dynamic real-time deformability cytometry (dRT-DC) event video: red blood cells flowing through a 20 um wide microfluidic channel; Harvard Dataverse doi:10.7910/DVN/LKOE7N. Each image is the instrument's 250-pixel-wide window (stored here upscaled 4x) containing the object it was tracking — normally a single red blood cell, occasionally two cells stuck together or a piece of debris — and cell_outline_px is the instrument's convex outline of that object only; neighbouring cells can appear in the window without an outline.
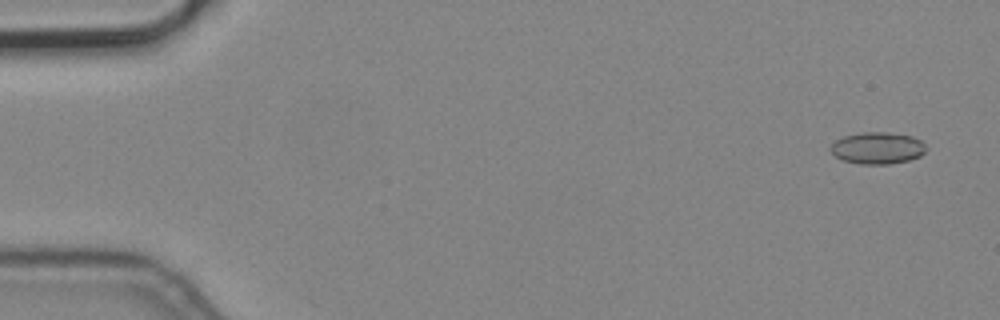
{"species": "common noctule bat (a hibernating species)", "species_latin": "Nyctalus noctula", "temperature_condition": "cold", "stored_images_in_passage": 4, "camera_frame_rate_fps": 3000, "um_per_image_px": 0.085, "animal": {"sex": "male", "body_mass_g": 19.2, "forearm_length_mm": 51.8}, "frame": {"image": 1, "passage_image": 1, "time_ms": 0.0, "image_size_px": [1000, 320], "cell_outline_px": [[928, 148], [920, 156], [908, 160], [888, 164], [860, 164], [844, 160], [836, 156], [828, 148], [836, 140], [844, 136], [860, 132], [888, 132], [912, 136], [920, 140]], "centroid_in_image_um": [74.59, 12.57], "position_along_channel_um": 10.4, "area_um2": 17.69}}
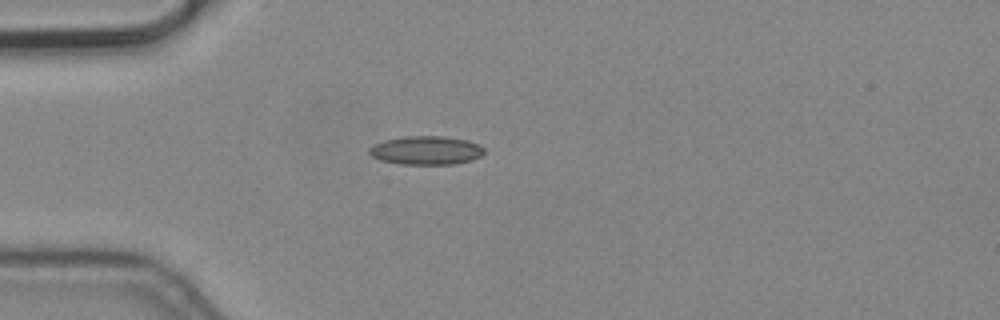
{"frame": {"image": 2, "passage_image": 4, "time_ms": 1.0, "image_size_px": [1000, 320], "cell_outline_px": [[484, 152], [480, 156], [472, 160], [452, 164], [400, 164], [380, 160], [372, 156], [368, 152], [368, 148], [384, 140], [408, 136], [440, 136], [468, 140], [484, 148]], "centroid_in_image_um": [36.2, 12.78], "position_along_channel_um": 48.8, "area_um2": 19.02}}